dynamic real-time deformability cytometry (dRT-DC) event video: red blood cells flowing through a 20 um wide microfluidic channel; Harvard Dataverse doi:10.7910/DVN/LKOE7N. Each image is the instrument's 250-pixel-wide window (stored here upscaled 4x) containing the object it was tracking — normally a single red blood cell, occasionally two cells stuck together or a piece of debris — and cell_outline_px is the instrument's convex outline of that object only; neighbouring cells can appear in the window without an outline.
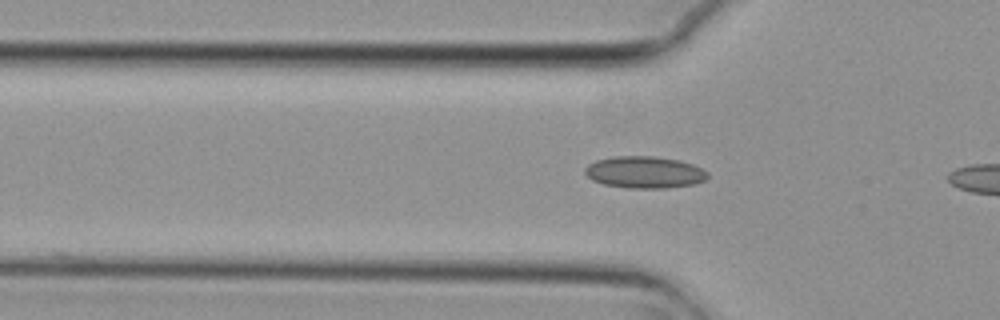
{"species": "common noctule bat (a hibernating species)", "species_latin": "Nyctalus noctula", "temperature_condition": "cold", "stored_images_in_passage": 5, "camera_frame_rate_fps": 3000, "um_per_image_px": 0.085, "animal": {"sex": "female", "body_mass_g": 29.2, "forearm_length_mm": 56.3}, "frame": {"image": 1, "passage_image": 5, "time_ms": 1.333, "image_size_px": [1000, 320], "cell_outline_px": [[708, 176], [704, 180], [696, 184], [668, 188], [628, 188], [604, 184], [592, 180], [584, 172], [584, 168], [588, 164], [596, 160], [612, 156], [652, 156], [680, 160], [692, 164], [708, 172]], "centroid_in_image_um": [54.78, 14.64], "position_along_channel_um": 71.0, "area_um2": 22.89}}